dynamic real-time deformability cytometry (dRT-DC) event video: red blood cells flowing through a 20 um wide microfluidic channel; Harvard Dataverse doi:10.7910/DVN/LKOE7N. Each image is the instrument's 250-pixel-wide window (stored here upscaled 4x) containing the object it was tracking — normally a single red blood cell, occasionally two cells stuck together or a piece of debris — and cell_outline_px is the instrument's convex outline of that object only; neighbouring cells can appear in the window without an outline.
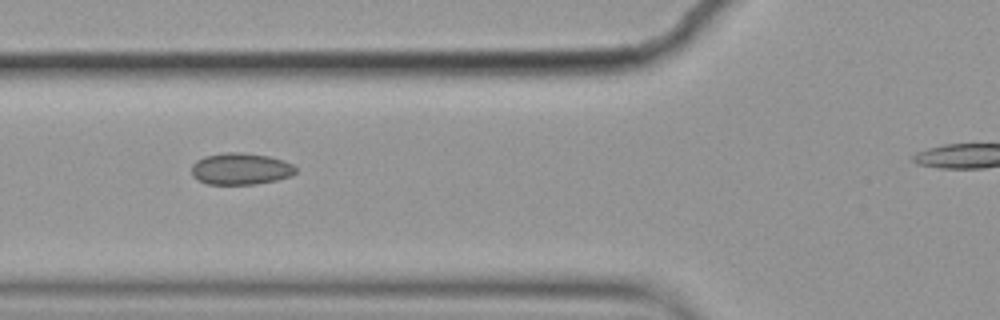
{"species": "common noctule bat (a hibernating species)", "species_latin": "Nyctalus noctula", "temperature_condition": "cold", "stored_images_in_passage": 7, "segment_of_instrument_passage": [1, 2], "camera_frame_rate_fps": 3000, "um_per_image_px": 0.085, "animal": {"sex": "female", "body_mass_g": 19.9}, "frame": {"image": 1, "passage_image": 6, "time_ms": 1.667, "image_size_px": [1000, 320], "cell_outline_px": [[296, 172], [288, 176], [276, 180], [256, 184], [208, 184], [192, 176], [192, 164], [196, 160], [204, 156], [224, 152], [240, 152], [268, 156], [284, 160], [292, 164], [296, 168]], "centroid_in_image_um": [20.44, 14.34], "position_along_channel_um": 105.4, "area_um2": 19.19}}